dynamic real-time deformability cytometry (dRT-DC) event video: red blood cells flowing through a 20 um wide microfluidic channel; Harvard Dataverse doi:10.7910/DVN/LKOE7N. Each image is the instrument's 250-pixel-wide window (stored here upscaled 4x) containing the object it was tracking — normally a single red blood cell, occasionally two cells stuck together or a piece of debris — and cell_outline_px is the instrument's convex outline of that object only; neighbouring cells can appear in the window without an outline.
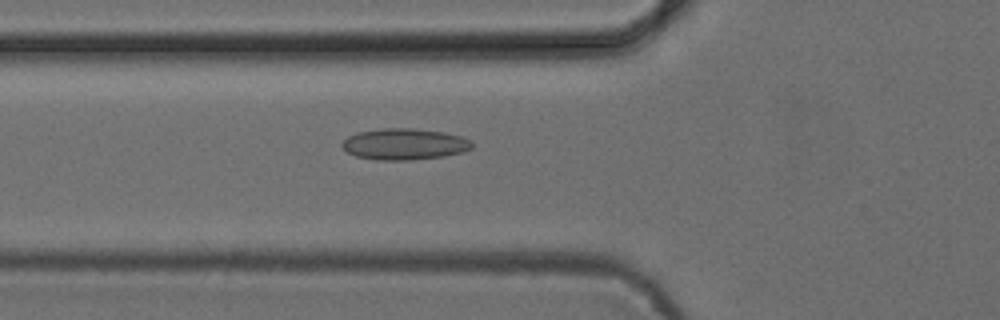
{"species": "common noctule bat (a hibernating species)", "species_latin": "Nyctalus noctula", "temperature_condition": "cold", "stored_images_in_passage": 12, "camera_frame_rate_fps": 3000, "um_per_image_px": 0.085, "animal": {"sex": "female", "body_mass_g": 24.6, "forearm_length_mm": 56.2}, "frame": {"image": 1, "passage_image": 2, "time_ms": 0.333, "image_size_px": [1000, 320], "cell_outline_px": [[472, 148], [464, 152], [444, 156], [408, 160], [376, 160], [356, 156], [348, 152], [340, 144], [348, 136], [356, 132], [384, 128], [412, 128], [444, 132], [460, 136], [472, 140]], "centroid_in_image_um": [34.38, 12.25], "position_along_channel_um": 91.4, "area_um2": 23.76}}
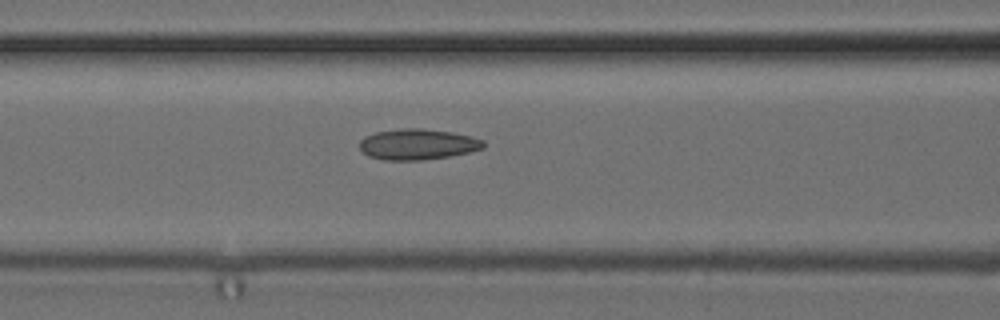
{"frame": {"image": 2, "passage_image": 5, "time_ms": 1.333, "image_size_px": [1000, 320], "cell_outline_px": [[484, 148], [468, 152], [448, 156], [420, 160], [384, 160], [368, 156], [360, 148], [360, 140], [364, 136], [376, 132], [400, 128], [424, 128], [452, 132], [472, 136], [484, 140]], "centroid_in_image_um": [35.49, 12.25], "position_along_channel_um": 131.1, "area_um2": 22.25}}
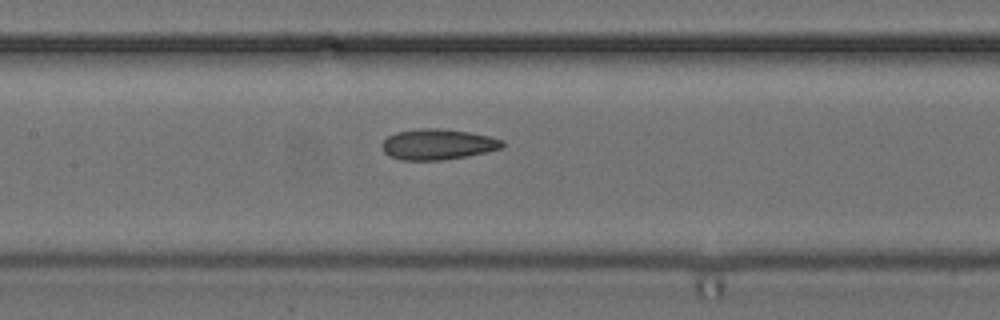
{"frame": {"image": 3, "passage_image": 8, "time_ms": 2.333, "image_size_px": [1000, 320], "cell_outline_px": [[504, 144], [500, 148], [468, 156], [444, 160], [400, 160], [388, 156], [384, 152], [380, 144], [388, 136], [396, 132], [420, 128], [436, 128], [468, 132], [488, 136], [504, 140]], "centroid_in_image_um": [37.16, 12.27], "position_along_channel_um": 170.2, "area_um2": 21.5}}